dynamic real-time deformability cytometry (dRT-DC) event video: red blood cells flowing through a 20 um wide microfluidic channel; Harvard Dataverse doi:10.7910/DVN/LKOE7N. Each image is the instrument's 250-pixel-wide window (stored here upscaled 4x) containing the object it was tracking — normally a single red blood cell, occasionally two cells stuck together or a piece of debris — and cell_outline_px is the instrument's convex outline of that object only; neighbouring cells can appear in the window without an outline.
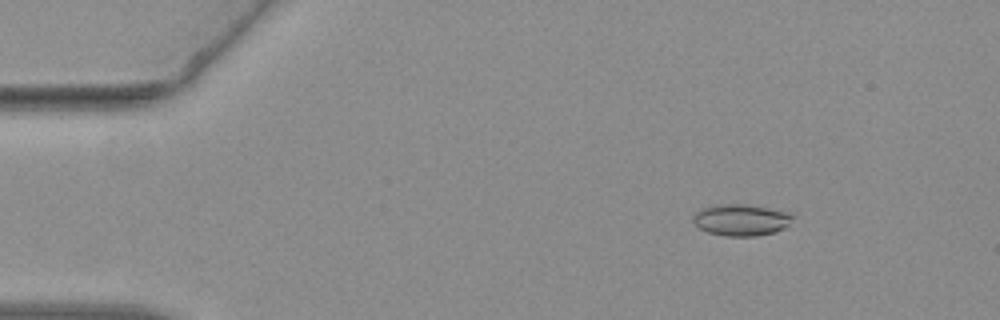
{"species": "common noctule bat (a hibernating species)", "species_latin": "Nyctalus noctula", "temperature_condition": "warm", "stored_images_in_passage": 55, "camera_frame_rate_fps": 3000, "um_per_image_px": 0.085, "animal": {"sex": "female", "body_mass_g": 19.3, "forearm_length_mm": 54.1}, "frame": {"image": 1, "passage_image": 8, "time_ms": 2.333, "image_size_px": [1000, 320], "cell_outline_px": [[792, 216], [788, 224], [784, 228], [772, 232], [756, 236], [724, 236], [708, 232], [700, 228], [692, 220], [692, 216], [696, 212], [704, 208], [716, 204], [744, 204], [788, 212]], "centroid_in_image_um": [62.94, 18.69], "position_along_channel_um": 22.1, "area_um2": 17.98}}
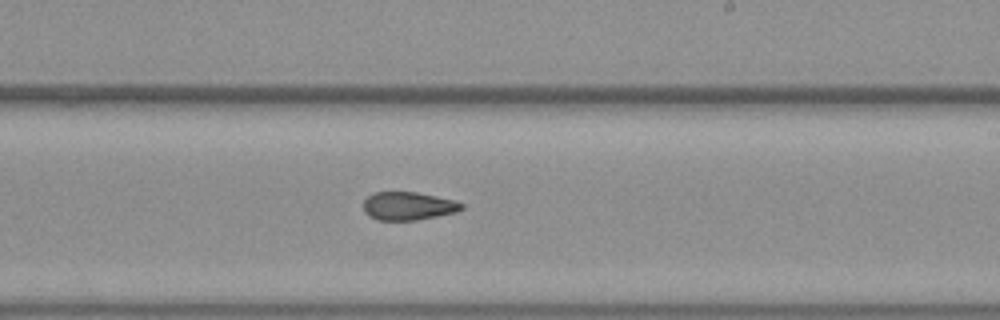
{"frame": {"image": 2, "passage_image": 33, "time_ms": 10.667, "image_size_px": [1000, 320], "cell_outline_px": [[464, 208], [456, 212], [416, 220], [376, 220], [368, 216], [364, 212], [364, 200], [368, 196], [376, 192], [416, 192], [456, 200], [464, 204]], "centroid_in_image_um": [34.7, 17.51], "position_along_channel_um": 254.3, "area_um2": 16.18}}
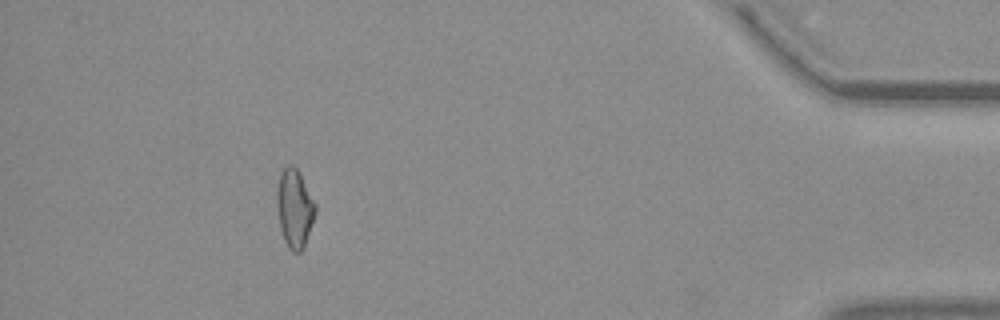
{"frame": {"image": 3, "passage_image": 50, "time_ms": 16.333, "image_size_px": [1000, 320], "cell_outline_px": [[316, 212], [304, 248], [300, 252], [292, 252], [288, 248], [284, 240], [280, 228], [276, 204], [276, 192], [280, 176], [284, 168], [288, 164], [292, 164], [300, 172], [316, 204]], "centroid_in_image_um": [25.04, 17.72], "position_along_channel_um": 410.2, "area_um2": 17.74}, "authors_computed_cell_mechanics": {"area_um2": 17.2822, "velocity_mm_per_s": 3.7927, "shape_relaxation_time_tau1_ms": 7.94, "shape_relaxation_time_tau2_ms": 2.7907, "deformation_change_tau1": 0.1996, "deformation_change_tau2": 0.1065}}